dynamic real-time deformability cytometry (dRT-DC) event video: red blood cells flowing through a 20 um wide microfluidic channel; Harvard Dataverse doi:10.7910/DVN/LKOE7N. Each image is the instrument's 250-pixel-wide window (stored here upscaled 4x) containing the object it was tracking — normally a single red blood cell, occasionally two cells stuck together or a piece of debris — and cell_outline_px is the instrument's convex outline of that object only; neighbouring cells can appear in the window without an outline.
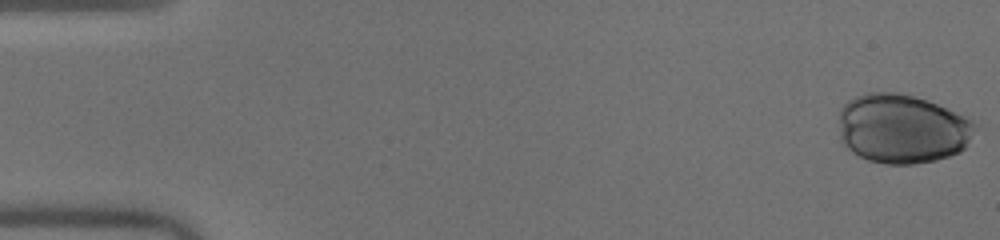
{"species": "human", "species_latin": "Homo sapiens", "temperature_condition": "warm", "stored_images_in_passage": 12, "camera_frame_rate_fps": 3000, "um_per_image_px": 0.085, "donor": {"sex": "male"}, "frame": {"image": 1, "passage_image": 1, "time_ms": 0.0, "image_size_px": [1000, 240], "cell_outline_px": [[980, 124], [964, 148], [960, 152], [936, 160], [912, 164], [884, 164], [868, 160], [852, 152], [840, 140], [840, 108], [848, 100], [856, 96], [868, 92], [900, 92], [928, 100], [964, 116]], "centroid_in_image_um": [76.69, 10.93], "position_along_channel_um": 8.3, "area_um2": 55.31}}